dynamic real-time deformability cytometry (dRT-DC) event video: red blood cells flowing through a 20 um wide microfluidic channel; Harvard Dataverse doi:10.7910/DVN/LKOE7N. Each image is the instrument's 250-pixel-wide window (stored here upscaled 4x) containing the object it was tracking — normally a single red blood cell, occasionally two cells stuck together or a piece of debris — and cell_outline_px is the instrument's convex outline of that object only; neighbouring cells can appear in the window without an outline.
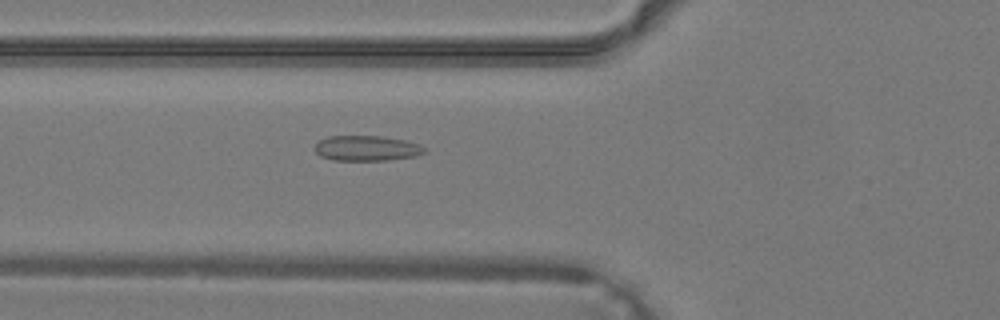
{"species": "common noctule bat (a hibernating species)", "species_latin": "Nyctalus noctula", "temperature_condition": "warm", "stored_images_in_passage": 37, "camera_frame_rate_fps": 3000, "um_per_image_px": 0.085, "animal": {"sex": "male", "body_mass_g": 19.2, "forearm_length_mm": 51.8}, "frame": {"image": 1, "passage_image": 12, "time_ms": 3.667, "image_size_px": [1000, 320], "cell_outline_px": [[424, 152], [416, 156], [388, 160], [332, 160], [320, 156], [312, 148], [320, 140], [328, 136], [384, 136], [404, 140], [420, 144], [424, 148]], "centroid_in_image_um": [31.14, 12.6], "position_along_channel_um": 94.7, "area_um2": 16.18}}
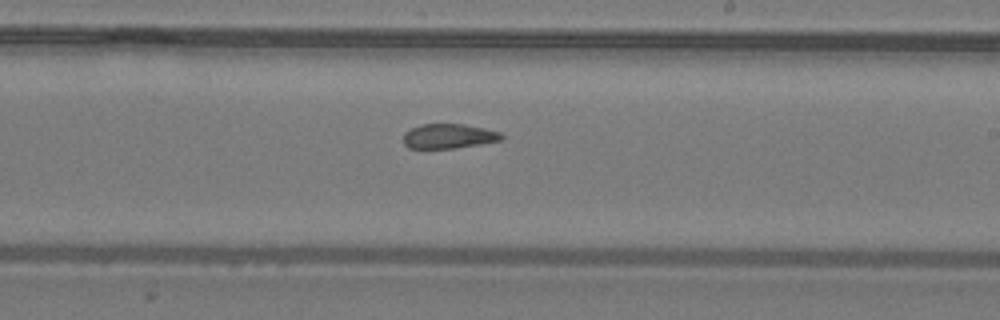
{"frame": {"image": 2, "passage_image": 21, "time_ms": 6.667, "image_size_px": [1000, 320], "cell_outline_px": [[504, 140], [480, 144], [452, 148], [408, 148], [404, 144], [404, 132], [420, 124], [464, 124], [484, 128], [500, 132], [504, 136]], "centroid_in_image_um": [38.16, 11.57], "position_along_channel_um": 250.8, "area_um2": 14.1}}
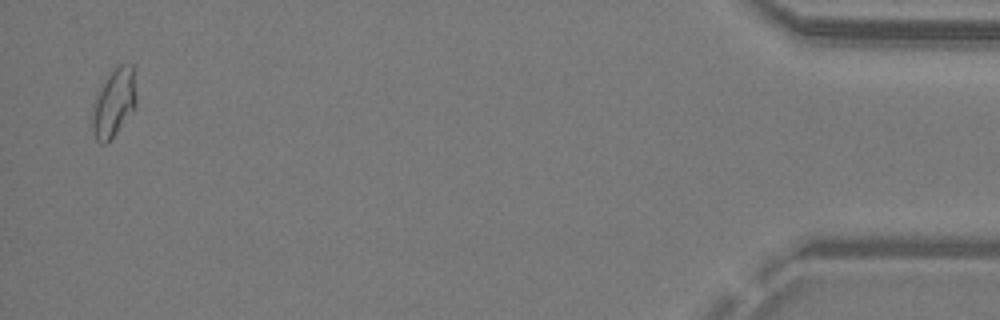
{"frame": {"image": 3, "passage_image": 36, "time_ms": 11.667, "image_size_px": [1000, 320], "cell_outline_px": [[136, 104], [116, 132], [104, 144], [100, 144], [96, 140], [88, 124], [92, 104], [96, 92], [104, 80], [120, 64], [132, 64], [136, 96]], "centroid_in_image_um": [9.59, 8.77], "position_along_channel_um": 425.6, "area_um2": 17.63}}